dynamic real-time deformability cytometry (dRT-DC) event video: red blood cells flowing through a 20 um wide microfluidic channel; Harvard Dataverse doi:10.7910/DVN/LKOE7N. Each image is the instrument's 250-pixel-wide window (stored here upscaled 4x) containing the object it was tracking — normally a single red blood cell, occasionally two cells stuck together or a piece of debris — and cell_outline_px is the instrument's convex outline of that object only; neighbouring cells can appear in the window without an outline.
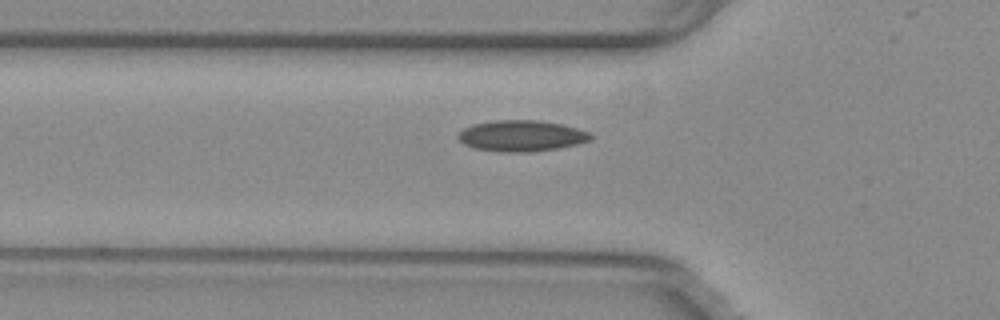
{"species": "common noctule bat (a hibernating species)", "species_latin": "Nyctalus noctula", "temperature_condition": "warm", "stored_images_in_passage": 33, "camera_frame_rate_fps": 3000, "um_per_image_px": 0.085, "animal": {"sex": "female", "body_mass_g": 29.2, "forearm_length_mm": 56.3}, "frame": {"image": 1, "passage_image": 3, "time_ms": 0.667, "image_size_px": [1000, 320], "cell_outline_px": [[592, 140], [576, 144], [556, 148], [532, 152], [500, 152], [476, 148], [464, 144], [456, 136], [456, 132], [472, 124], [492, 120], [540, 120], [560, 124], [592, 132]], "centroid_in_image_um": [44.3, 11.54], "position_along_channel_um": 81.5, "area_um2": 24.16}}
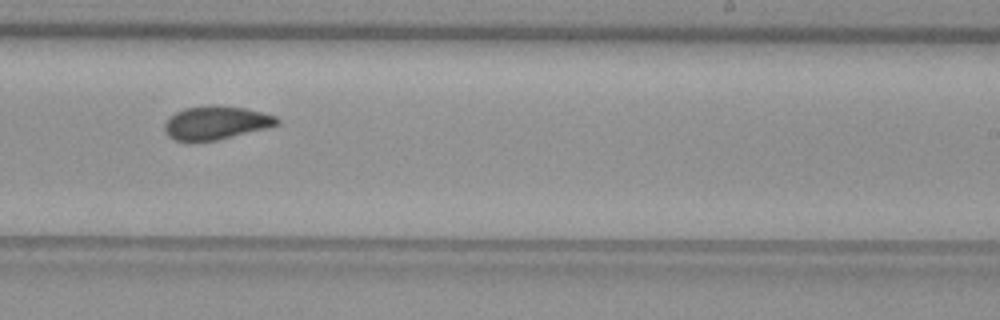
{"frame": {"image": 2, "passage_image": 18, "time_ms": 5.667, "image_size_px": [1000, 320], "cell_outline_px": [[280, 124], [268, 128], [216, 140], [192, 144], [176, 140], [168, 136], [164, 132], [164, 124], [168, 116], [184, 108], [212, 104], [216, 104], [244, 108], [276, 116], [280, 120]], "centroid_in_image_um": [18.3, 10.45], "position_along_channel_um": 270.7, "area_um2": 22.54}}
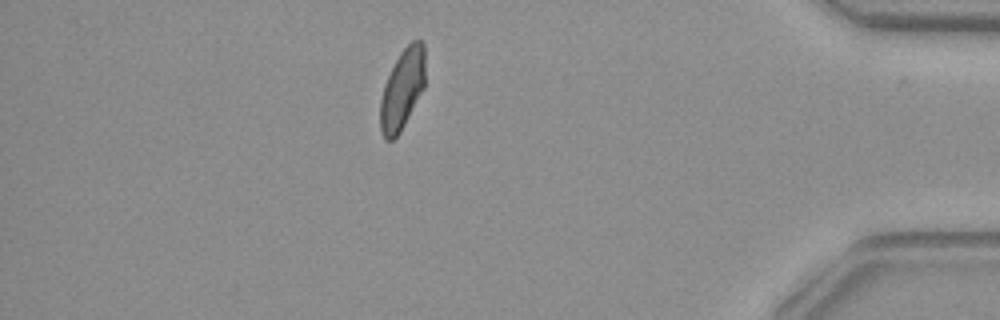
{"frame": {"image": 3, "passage_image": 32, "time_ms": 10.333, "image_size_px": [1000, 320], "cell_outline_px": [[424, 88], [400, 132], [392, 140], [384, 140], [380, 132], [380, 100], [384, 84], [400, 52], [412, 40], [420, 40], [424, 44]], "centroid_in_image_um": [34.18, 7.61], "position_along_channel_um": 401.0, "area_um2": 20.92}, "authors_computed_cell_mechanics": {"area_um2": 22.0218, "velocity_mm_per_s": 3.7771, "shape_relaxation_time_tau1_ms": null, "shape_relaxation_time_tau2_ms": 2.8046, "deformation_change_tau1": null, "deformation_change_tau2": 0.0686}}